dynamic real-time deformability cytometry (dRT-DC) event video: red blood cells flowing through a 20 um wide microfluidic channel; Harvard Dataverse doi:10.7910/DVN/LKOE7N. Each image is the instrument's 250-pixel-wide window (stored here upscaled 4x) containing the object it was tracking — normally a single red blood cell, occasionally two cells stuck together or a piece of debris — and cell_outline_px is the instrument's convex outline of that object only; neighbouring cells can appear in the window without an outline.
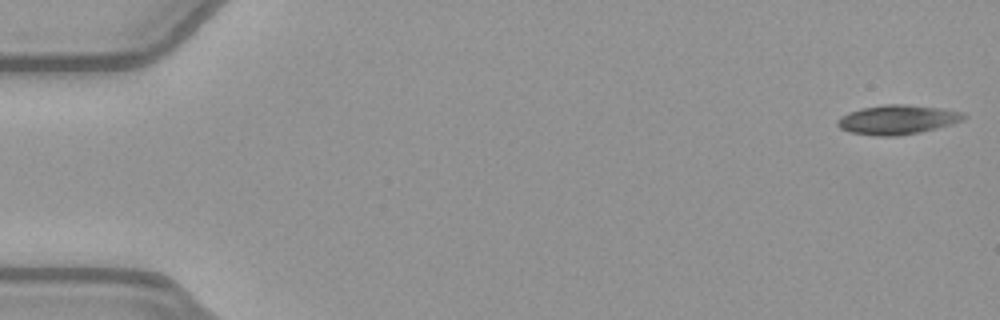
{"species": "common noctule bat (a hibernating species)", "species_latin": "Nyctalus noctula", "temperature_condition": "warm", "stored_images_in_passage": 14, "camera_frame_rate_fps": 3000, "um_per_image_px": 0.085, "animal": {"sex": "female", "body_mass_g": 21.9}, "frame": {"image": 1, "passage_image": 1, "time_ms": 0.0, "image_size_px": [1000, 320], "cell_outline_px": [[968, 116], [964, 120], [952, 124], [920, 132], [896, 136], [876, 136], [848, 132], [840, 128], [836, 124], [836, 120], [840, 116], [848, 112], [860, 108], [884, 104], [904, 104], [940, 108], [964, 112]], "centroid_in_image_um": [76.26, 10.17], "position_along_channel_um": 8.7, "area_um2": 21.85}}
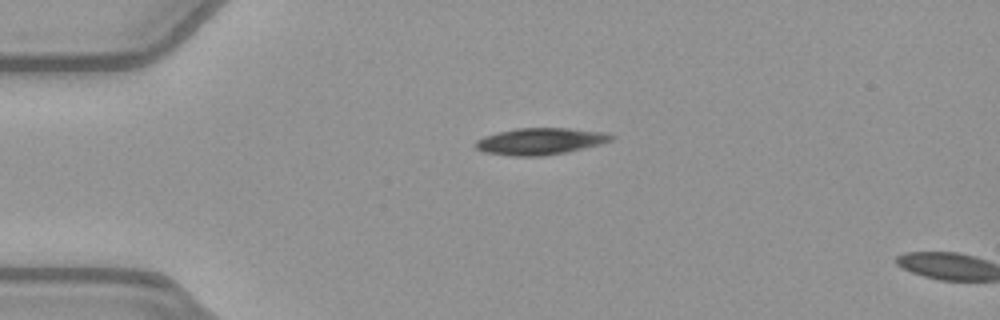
{"frame": {"image": 2, "passage_image": 12, "time_ms": 3.667, "image_size_px": [1000, 320], "cell_outline_px": [[616, 136], [612, 140], [600, 144], [568, 152], [544, 156], [508, 156], [484, 152], [476, 148], [472, 144], [476, 140], [484, 136], [496, 132], [516, 128], [568, 128], [608, 132]], "centroid_in_image_um": [45.91, 12.01], "position_along_channel_um": 39.1, "area_um2": 21.5}}